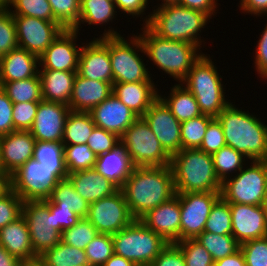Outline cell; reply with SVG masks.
I'll return each mask as SVG.
<instances>
[{
	"label": "cell",
	"mask_w": 267,
	"mask_h": 266,
	"mask_svg": "<svg viewBox=\"0 0 267 266\" xmlns=\"http://www.w3.org/2000/svg\"><path fill=\"white\" fill-rule=\"evenodd\" d=\"M23 200L10 187L0 195V229L22 215Z\"/></svg>",
	"instance_id": "49"
},
{
	"label": "cell",
	"mask_w": 267,
	"mask_h": 266,
	"mask_svg": "<svg viewBox=\"0 0 267 266\" xmlns=\"http://www.w3.org/2000/svg\"><path fill=\"white\" fill-rule=\"evenodd\" d=\"M196 240L211 254L214 262L230 256L240 249V244L232 235L202 232Z\"/></svg>",
	"instance_id": "39"
},
{
	"label": "cell",
	"mask_w": 267,
	"mask_h": 266,
	"mask_svg": "<svg viewBox=\"0 0 267 266\" xmlns=\"http://www.w3.org/2000/svg\"><path fill=\"white\" fill-rule=\"evenodd\" d=\"M142 118L171 157L182 150L181 122L160 98L150 106Z\"/></svg>",
	"instance_id": "16"
},
{
	"label": "cell",
	"mask_w": 267,
	"mask_h": 266,
	"mask_svg": "<svg viewBox=\"0 0 267 266\" xmlns=\"http://www.w3.org/2000/svg\"><path fill=\"white\" fill-rule=\"evenodd\" d=\"M39 102L13 104L12 118L15 130L29 131L37 113Z\"/></svg>",
	"instance_id": "52"
},
{
	"label": "cell",
	"mask_w": 267,
	"mask_h": 266,
	"mask_svg": "<svg viewBox=\"0 0 267 266\" xmlns=\"http://www.w3.org/2000/svg\"><path fill=\"white\" fill-rule=\"evenodd\" d=\"M139 220L169 244L180 241L179 193L147 212Z\"/></svg>",
	"instance_id": "22"
},
{
	"label": "cell",
	"mask_w": 267,
	"mask_h": 266,
	"mask_svg": "<svg viewBox=\"0 0 267 266\" xmlns=\"http://www.w3.org/2000/svg\"><path fill=\"white\" fill-rule=\"evenodd\" d=\"M0 174H4L2 167H1V164H0Z\"/></svg>",
	"instance_id": "72"
},
{
	"label": "cell",
	"mask_w": 267,
	"mask_h": 266,
	"mask_svg": "<svg viewBox=\"0 0 267 266\" xmlns=\"http://www.w3.org/2000/svg\"><path fill=\"white\" fill-rule=\"evenodd\" d=\"M204 232L219 235H232L230 205L222 197H220L212 206L205 223Z\"/></svg>",
	"instance_id": "42"
},
{
	"label": "cell",
	"mask_w": 267,
	"mask_h": 266,
	"mask_svg": "<svg viewBox=\"0 0 267 266\" xmlns=\"http://www.w3.org/2000/svg\"><path fill=\"white\" fill-rule=\"evenodd\" d=\"M217 67L204 53L193 64L181 81L195 97L202 114L216 118L231 102L225 98L226 90ZM186 82V83H185Z\"/></svg>",
	"instance_id": "6"
},
{
	"label": "cell",
	"mask_w": 267,
	"mask_h": 266,
	"mask_svg": "<svg viewBox=\"0 0 267 266\" xmlns=\"http://www.w3.org/2000/svg\"><path fill=\"white\" fill-rule=\"evenodd\" d=\"M120 190L131 215L139 220L176 194L172 168L170 165L134 167Z\"/></svg>",
	"instance_id": "1"
},
{
	"label": "cell",
	"mask_w": 267,
	"mask_h": 266,
	"mask_svg": "<svg viewBox=\"0 0 267 266\" xmlns=\"http://www.w3.org/2000/svg\"><path fill=\"white\" fill-rule=\"evenodd\" d=\"M88 264L102 266L113 254L112 235L99 233L85 248Z\"/></svg>",
	"instance_id": "45"
},
{
	"label": "cell",
	"mask_w": 267,
	"mask_h": 266,
	"mask_svg": "<svg viewBox=\"0 0 267 266\" xmlns=\"http://www.w3.org/2000/svg\"><path fill=\"white\" fill-rule=\"evenodd\" d=\"M52 212L54 228L61 234L63 230L68 229L78 223L81 219L73 211L66 208H59L55 203L48 199L43 201Z\"/></svg>",
	"instance_id": "54"
},
{
	"label": "cell",
	"mask_w": 267,
	"mask_h": 266,
	"mask_svg": "<svg viewBox=\"0 0 267 266\" xmlns=\"http://www.w3.org/2000/svg\"><path fill=\"white\" fill-rule=\"evenodd\" d=\"M18 47L16 24L9 9H0V58Z\"/></svg>",
	"instance_id": "48"
},
{
	"label": "cell",
	"mask_w": 267,
	"mask_h": 266,
	"mask_svg": "<svg viewBox=\"0 0 267 266\" xmlns=\"http://www.w3.org/2000/svg\"><path fill=\"white\" fill-rule=\"evenodd\" d=\"M113 93L110 82L90 80L76 74L69 108L75 112H90Z\"/></svg>",
	"instance_id": "24"
},
{
	"label": "cell",
	"mask_w": 267,
	"mask_h": 266,
	"mask_svg": "<svg viewBox=\"0 0 267 266\" xmlns=\"http://www.w3.org/2000/svg\"><path fill=\"white\" fill-rule=\"evenodd\" d=\"M246 266H267V236L240 245Z\"/></svg>",
	"instance_id": "50"
},
{
	"label": "cell",
	"mask_w": 267,
	"mask_h": 266,
	"mask_svg": "<svg viewBox=\"0 0 267 266\" xmlns=\"http://www.w3.org/2000/svg\"><path fill=\"white\" fill-rule=\"evenodd\" d=\"M22 262L12 256L6 249L0 245V266H20Z\"/></svg>",
	"instance_id": "62"
},
{
	"label": "cell",
	"mask_w": 267,
	"mask_h": 266,
	"mask_svg": "<svg viewBox=\"0 0 267 266\" xmlns=\"http://www.w3.org/2000/svg\"><path fill=\"white\" fill-rule=\"evenodd\" d=\"M214 118L209 115L198 117L181 122L182 149H198L202 144L208 124Z\"/></svg>",
	"instance_id": "40"
},
{
	"label": "cell",
	"mask_w": 267,
	"mask_h": 266,
	"mask_svg": "<svg viewBox=\"0 0 267 266\" xmlns=\"http://www.w3.org/2000/svg\"><path fill=\"white\" fill-rule=\"evenodd\" d=\"M99 234L87 218H81L78 223L61 233V241L72 247L85 250L87 245Z\"/></svg>",
	"instance_id": "43"
},
{
	"label": "cell",
	"mask_w": 267,
	"mask_h": 266,
	"mask_svg": "<svg viewBox=\"0 0 267 266\" xmlns=\"http://www.w3.org/2000/svg\"><path fill=\"white\" fill-rule=\"evenodd\" d=\"M212 158L216 176L221 183L233 174H237L244 167L247 159L242 153L227 145L213 153Z\"/></svg>",
	"instance_id": "38"
},
{
	"label": "cell",
	"mask_w": 267,
	"mask_h": 266,
	"mask_svg": "<svg viewBox=\"0 0 267 266\" xmlns=\"http://www.w3.org/2000/svg\"><path fill=\"white\" fill-rule=\"evenodd\" d=\"M114 254L134 264H151L169 244L160 235L146 227L140 220L112 235Z\"/></svg>",
	"instance_id": "8"
},
{
	"label": "cell",
	"mask_w": 267,
	"mask_h": 266,
	"mask_svg": "<svg viewBox=\"0 0 267 266\" xmlns=\"http://www.w3.org/2000/svg\"><path fill=\"white\" fill-rule=\"evenodd\" d=\"M20 266H43L38 260L34 262H23Z\"/></svg>",
	"instance_id": "67"
},
{
	"label": "cell",
	"mask_w": 267,
	"mask_h": 266,
	"mask_svg": "<svg viewBox=\"0 0 267 266\" xmlns=\"http://www.w3.org/2000/svg\"><path fill=\"white\" fill-rule=\"evenodd\" d=\"M68 105L41 100L30 132L36 141L62 142Z\"/></svg>",
	"instance_id": "18"
},
{
	"label": "cell",
	"mask_w": 267,
	"mask_h": 266,
	"mask_svg": "<svg viewBox=\"0 0 267 266\" xmlns=\"http://www.w3.org/2000/svg\"><path fill=\"white\" fill-rule=\"evenodd\" d=\"M87 219L99 233L114 235L135 219L130 213L122 191L89 204Z\"/></svg>",
	"instance_id": "13"
},
{
	"label": "cell",
	"mask_w": 267,
	"mask_h": 266,
	"mask_svg": "<svg viewBox=\"0 0 267 266\" xmlns=\"http://www.w3.org/2000/svg\"><path fill=\"white\" fill-rule=\"evenodd\" d=\"M10 7L14 10L12 11ZM8 9L13 16H29L56 21L48 0H12Z\"/></svg>",
	"instance_id": "44"
},
{
	"label": "cell",
	"mask_w": 267,
	"mask_h": 266,
	"mask_svg": "<svg viewBox=\"0 0 267 266\" xmlns=\"http://www.w3.org/2000/svg\"><path fill=\"white\" fill-rule=\"evenodd\" d=\"M241 11L251 15L260 16L267 14V0H240Z\"/></svg>",
	"instance_id": "60"
},
{
	"label": "cell",
	"mask_w": 267,
	"mask_h": 266,
	"mask_svg": "<svg viewBox=\"0 0 267 266\" xmlns=\"http://www.w3.org/2000/svg\"><path fill=\"white\" fill-rule=\"evenodd\" d=\"M152 266H185L181 249L175 244H168L151 263Z\"/></svg>",
	"instance_id": "55"
},
{
	"label": "cell",
	"mask_w": 267,
	"mask_h": 266,
	"mask_svg": "<svg viewBox=\"0 0 267 266\" xmlns=\"http://www.w3.org/2000/svg\"><path fill=\"white\" fill-rule=\"evenodd\" d=\"M9 187V177L6 174H0V195H2Z\"/></svg>",
	"instance_id": "64"
},
{
	"label": "cell",
	"mask_w": 267,
	"mask_h": 266,
	"mask_svg": "<svg viewBox=\"0 0 267 266\" xmlns=\"http://www.w3.org/2000/svg\"><path fill=\"white\" fill-rule=\"evenodd\" d=\"M82 43L77 74L81 77L110 82L113 85V74L107 36L98 37L91 42Z\"/></svg>",
	"instance_id": "19"
},
{
	"label": "cell",
	"mask_w": 267,
	"mask_h": 266,
	"mask_svg": "<svg viewBox=\"0 0 267 266\" xmlns=\"http://www.w3.org/2000/svg\"><path fill=\"white\" fill-rule=\"evenodd\" d=\"M38 261L43 266H76L88 264L85 250L60 241L54 248L41 254Z\"/></svg>",
	"instance_id": "36"
},
{
	"label": "cell",
	"mask_w": 267,
	"mask_h": 266,
	"mask_svg": "<svg viewBox=\"0 0 267 266\" xmlns=\"http://www.w3.org/2000/svg\"><path fill=\"white\" fill-rule=\"evenodd\" d=\"M0 245L23 262L38 260L30 241V233L23 215L0 229Z\"/></svg>",
	"instance_id": "25"
},
{
	"label": "cell",
	"mask_w": 267,
	"mask_h": 266,
	"mask_svg": "<svg viewBox=\"0 0 267 266\" xmlns=\"http://www.w3.org/2000/svg\"><path fill=\"white\" fill-rule=\"evenodd\" d=\"M56 21L64 29H74L79 20L80 0H48Z\"/></svg>",
	"instance_id": "46"
},
{
	"label": "cell",
	"mask_w": 267,
	"mask_h": 266,
	"mask_svg": "<svg viewBox=\"0 0 267 266\" xmlns=\"http://www.w3.org/2000/svg\"><path fill=\"white\" fill-rule=\"evenodd\" d=\"M12 111L13 102L0 86V136L16 131L14 129Z\"/></svg>",
	"instance_id": "56"
},
{
	"label": "cell",
	"mask_w": 267,
	"mask_h": 266,
	"mask_svg": "<svg viewBox=\"0 0 267 266\" xmlns=\"http://www.w3.org/2000/svg\"><path fill=\"white\" fill-rule=\"evenodd\" d=\"M265 209L266 219H267V205H262Z\"/></svg>",
	"instance_id": "71"
},
{
	"label": "cell",
	"mask_w": 267,
	"mask_h": 266,
	"mask_svg": "<svg viewBox=\"0 0 267 266\" xmlns=\"http://www.w3.org/2000/svg\"><path fill=\"white\" fill-rule=\"evenodd\" d=\"M48 200L59 208L73 211L80 218H87L89 204L74 189L68 178L60 180L51 190Z\"/></svg>",
	"instance_id": "33"
},
{
	"label": "cell",
	"mask_w": 267,
	"mask_h": 266,
	"mask_svg": "<svg viewBox=\"0 0 267 266\" xmlns=\"http://www.w3.org/2000/svg\"><path fill=\"white\" fill-rule=\"evenodd\" d=\"M175 244L183 253L185 266L214 265L211 254L196 239H186Z\"/></svg>",
	"instance_id": "47"
},
{
	"label": "cell",
	"mask_w": 267,
	"mask_h": 266,
	"mask_svg": "<svg viewBox=\"0 0 267 266\" xmlns=\"http://www.w3.org/2000/svg\"><path fill=\"white\" fill-rule=\"evenodd\" d=\"M76 266H91L89 264H82V265H76Z\"/></svg>",
	"instance_id": "73"
},
{
	"label": "cell",
	"mask_w": 267,
	"mask_h": 266,
	"mask_svg": "<svg viewBox=\"0 0 267 266\" xmlns=\"http://www.w3.org/2000/svg\"><path fill=\"white\" fill-rule=\"evenodd\" d=\"M225 145L226 141L221 123L217 118H214L208 124L205 136L199 149L205 153L212 155Z\"/></svg>",
	"instance_id": "53"
},
{
	"label": "cell",
	"mask_w": 267,
	"mask_h": 266,
	"mask_svg": "<svg viewBox=\"0 0 267 266\" xmlns=\"http://www.w3.org/2000/svg\"><path fill=\"white\" fill-rule=\"evenodd\" d=\"M258 45L256 46L255 53V67L256 72L267 67V24L259 37V41H257Z\"/></svg>",
	"instance_id": "58"
},
{
	"label": "cell",
	"mask_w": 267,
	"mask_h": 266,
	"mask_svg": "<svg viewBox=\"0 0 267 266\" xmlns=\"http://www.w3.org/2000/svg\"><path fill=\"white\" fill-rule=\"evenodd\" d=\"M94 124L121 137L138 116L113 93L90 112Z\"/></svg>",
	"instance_id": "23"
},
{
	"label": "cell",
	"mask_w": 267,
	"mask_h": 266,
	"mask_svg": "<svg viewBox=\"0 0 267 266\" xmlns=\"http://www.w3.org/2000/svg\"><path fill=\"white\" fill-rule=\"evenodd\" d=\"M36 140L30 131L16 130L0 136V164L10 177L33 158Z\"/></svg>",
	"instance_id": "21"
},
{
	"label": "cell",
	"mask_w": 267,
	"mask_h": 266,
	"mask_svg": "<svg viewBox=\"0 0 267 266\" xmlns=\"http://www.w3.org/2000/svg\"><path fill=\"white\" fill-rule=\"evenodd\" d=\"M213 266H246V263L244 255L239 249L234 254L215 261Z\"/></svg>",
	"instance_id": "61"
},
{
	"label": "cell",
	"mask_w": 267,
	"mask_h": 266,
	"mask_svg": "<svg viewBox=\"0 0 267 266\" xmlns=\"http://www.w3.org/2000/svg\"><path fill=\"white\" fill-rule=\"evenodd\" d=\"M12 0H0V9H8Z\"/></svg>",
	"instance_id": "66"
},
{
	"label": "cell",
	"mask_w": 267,
	"mask_h": 266,
	"mask_svg": "<svg viewBox=\"0 0 267 266\" xmlns=\"http://www.w3.org/2000/svg\"><path fill=\"white\" fill-rule=\"evenodd\" d=\"M95 126L89 112L70 111L65 123L63 145L87 144Z\"/></svg>",
	"instance_id": "35"
},
{
	"label": "cell",
	"mask_w": 267,
	"mask_h": 266,
	"mask_svg": "<svg viewBox=\"0 0 267 266\" xmlns=\"http://www.w3.org/2000/svg\"><path fill=\"white\" fill-rule=\"evenodd\" d=\"M250 165L222 183L221 197L226 202L262 205L267 181V160L250 161Z\"/></svg>",
	"instance_id": "10"
},
{
	"label": "cell",
	"mask_w": 267,
	"mask_h": 266,
	"mask_svg": "<svg viewBox=\"0 0 267 266\" xmlns=\"http://www.w3.org/2000/svg\"><path fill=\"white\" fill-rule=\"evenodd\" d=\"M175 193L221 192L211 154L198 149H182L171 157Z\"/></svg>",
	"instance_id": "3"
},
{
	"label": "cell",
	"mask_w": 267,
	"mask_h": 266,
	"mask_svg": "<svg viewBox=\"0 0 267 266\" xmlns=\"http://www.w3.org/2000/svg\"><path fill=\"white\" fill-rule=\"evenodd\" d=\"M78 31L64 29L39 57L41 69L77 72L82 46L77 48Z\"/></svg>",
	"instance_id": "17"
},
{
	"label": "cell",
	"mask_w": 267,
	"mask_h": 266,
	"mask_svg": "<svg viewBox=\"0 0 267 266\" xmlns=\"http://www.w3.org/2000/svg\"><path fill=\"white\" fill-rule=\"evenodd\" d=\"M120 144L134 167L167 166L171 156L164 150L146 121L138 117L120 137Z\"/></svg>",
	"instance_id": "9"
},
{
	"label": "cell",
	"mask_w": 267,
	"mask_h": 266,
	"mask_svg": "<svg viewBox=\"0 0 267 266\" xmlns=\"http://www.w3.org/2000/svg\"><path fill=\"white\" fill-rule=\"evenodd\" d=\"M230 103L216 118L221 123L226 145L250 161L267 160V125L248 111Z\"/></svg>",
	"instance_id": "2"
},
{
	"label": "cell",
	"mask_w": 267,
	"mask_h": 266,
	"mask_svg": "<svg viewBox=\"0 0 267 266\" xmlns=\"http://www.w3.org/2000/svg\"><path fill=\"white\" fill-rule=\"evenodd\" d=\"M95 168L120 189L134 166L123 146L119 144L113 150L97 156Z\"/></svg>",
	"instance_id": "30"
},
{
	"label": "cell",
	"mask_w": 267,
	"mask_h": 266,
	"mask_svg": "<svg viewBox=\"0 0 267 266\" xmlns=\"http://www.w3.org/2000/svg\"><path fill=\"white\" fill-rule=\"evenodd\" d=\"M139 34L146 56L159 69L180 82L186 77L193 64L202 56L197 45L184 41L170 40L155 34L147 25H143Z\"/></svg>",
	"instance_id": "5"
},
{
	"label": "cell",
	"mask_w": 267,
	"mask_h": 266,
	"mask_svg": "<svg viewBox=\"0 0 267 266\" xmlns=\"http://www.w3.org/2000/svg\"><path fill=\"white\" fill-rule=\"evenodd\" d=\"M59 181L53 174V169L44 167L33 158L9 177L10 188L23 201L47 200Z\"/></svg>",
	"instance_id": "11"
},
{
	"label": "cell",
	"mask_w": 267,
	"mask_h": 266,
	"mask_svg": "<svg viewBox=\"0 0 267 266\" xmlns=\"http://www.w3.org/2000/svg\"><path fill=\"white\" fill-rule=\"evenodd\" d=\"M77 72L39 70L42 99L69 105Z\"/></svg>",
	"instance_id": "29"
},
{
	"label": "cell",
	"mask_w": 267,
	"mask_h": 266,
	"mask_svg": "<svg viewBox=\"0 0 267 266\" xmlns=\"http://www.w3.org/2000/svg\"><path fill=\"white\" fill-rule=\"evenodd\" d=\"M217 0H180L179 5L201 11L208 14L210 17L214 16L217 7Z\"/></svg>",
	"instance_id": "59"
},
{
	"label": "cell",
	"mask_w": 267,
	"mask_h": 266,
	"mask_svg": "<svg viewBox=\"0 0 267 266\" xmlns=\"http://www.w3.org/2000/svg\"><path fill=\"white\" fill-rule=\"evenodd\" d=\"M22 215L38 257L61 241V234L54 228L52 212L43 201H23Z\"/></svg>",
	"instance_id": "12"
},
{
	"label": "cell",
	"mask_w": 267,
	"mask_h": 266,
	"mask_svg": "<svg viewBox=\"0 0 267 266\" xmlns=\"http://www.w3.org/2000/svg\"><path fill=\"white\" fill-rule=\"evenodd\" d=\"M145 18L143 24L158 36L191 43L199 48H202L200 45L203 39H200L198 32H201L211 19L206 13L179 4L156 8Z\"/></svg>",
	"instance_id": "4"
},
{
	"label": "cell",
	"mask_w": 267,
	"mask_h": 266,
	"mask_svg": "<svg viewBox=\"0 0 267 266\" xmlns=\"http://www.w3.org/2000/svg\"><path fill=\"white\" fill-rule=\"evenodd\" d=\"M113 94L138 117L159 98L154 82L113 83Z\"/></svg>",
	"instance_id": "27"
},
{
	"label": "cell",
	"mask_w": 267,
	"mask_h": 266,
	"mask_svg": "<svg viewBox=\"0 0 267 266\" xmlns=\"http://www.w3.org/2000/svg\"><path fill=\"white\" fill-rule=\"evenodd\" d=\"M75 191L88 204L113 195L119 188L107 178L103 177L96 168L76 171L68 174Z\"/></svg>",
	"instance_id": "26"
},
{
	"label": "cell",
	"mask_w": 267,
	"mask_h": 266,
	"mask_svg": "<svg viewBox=\"0 0 267 266\" xmlns=\"http://www.w3.org/2000/svg\"><path fill=\"white\" fill-rule=\"evenodd\" d=\"M116 5L112 0H80V13L77 26L74 30L79 32L81 24L102 26L116 17ZM102 24V25H101Z\"/></svg>",
	"instance_id": "34"
},
{
	"label": "cell",
	"mask_w": 267,
	"mask_h": 266,
	"mask_svg": "<svg viewBox=\"0 0 267 266\" xmlns=\"http://www.w3.org/2000/svg\"><path fill=\"white\" fill-rule=\"evenodd\" d=\"M134 266H152L151 264H135Z\"/></svg>",
	"instance_id": "70"
},
{
	"label": "cell",
	"mask_w": 267,
	"mask_h": 266,
	"mask_svg": "<svg viewBox=\"0 0 267 266\" xmlns=\"http://www.w3.org/2000/svg\"><path fill=\"white\" fill-rule=\"evenodd\" d=\"M39 57L16 47L0 58V82L20 81L39 73Z\"/></svg>",
	"instance_id": "28"
},
{
	"label": "cell",
	"mask_w": 267,
	"mask_h": 266,
	"mask_svg": "<svg viewBox=\"0 0 267 266\" xmlns=\"http://www.w3.org/2000/svg\"><path fill=\"white\" fill-rule=\"evenodd\" d=\"M104 31L101 37L107 36L113 83L153 82L151 73L144 63L145 59L138 54V52L146 54L139 35L134 34L131 39H127V42L112 28Z\"/></svg>",
	"instance_id": "7"
},
{
	"label": "cell",
	"mask_w": 267,
	"mask_h": 266,
	"mask_svg": "<svg viewBox=\"0 0 267 266\" xmlns=\"http://www.w3.org/2000/svg\"><path fill=\"white\" fill-rule=\"evenodd\" d=\"M64 158L68 174L96 167L97 156L87 144L64 145Z\"/></svg>",
	"instance_id": "41"
},
{
	"label": "cell",
	"mask_w": 267,
	"mask_h": 266,
	"mask_svg": "<svg viewBox=\"0 0 267 266\" xmlns=\"http://www.w3.org/2000/svg\"><path fill=\"white\" fill-rule=\"evenodd\" d=\"M33 159L48 169L59 179L68 176L64 158V145L62 142L36 141Z\"/></svg>",
	"instance_id": "32"
},
{
	"label": "cell",
	"mask_w": 267,
	"mask_h": 266,
	"mask_svg": "<svg viewBox=\"0 0 267 266\" xmlns=\"http://www.w3.org/2000/svg\"><path fill=\"white\" fill-rule=\"evenodd\" d=\"M232 217V236L241 245L267 236V219L262 205L229 203Z\"/></svg>",
	"instance_id": "20"
},
{
	"label": "cell",
	"mask_w": 267,
	"mask_h": 266,
	"mask_svg": "<svg viewBox=\"0 0 267 266\" xmlns=\"http://www.w3.org/2000/svg\"><path fill=\"white\" fill-rule=\"evenodd\" d=\"M262 205H267V181L265 184V191H264V197H263Z\"/></svg>",
	"instance_id": "69"
},
{
	"label": "cell",
	"mask_w": 267,
	"mask_h": 266,
	"mask_svg": "<svg viewBox=\"0 0 267 266\" xmlns=\"http://www.w3.org/2000/svg\"><path fill=\"white\" fill-rule=\"evenodd\" d=\"M1 88L9 99L15 103L40 102L42 100L39 75L20 81L0 82Z\"/></svg>",
	"instance_id": "37"
},
{
	"label": "cell",
	"mask_w": 267,
	"mask_h": 266,
	"mask_svg": "<svg viewBox=\"0 0 267 266\" xmlns=\"http://www.w3.org/2000/svg\"><path fill=\"white\" fill-rule=\"evenodd\" d=\"M135 264L122 256L113 254L102 266H134Z\"/></svg>",
	"instance_id": "63"
},
{
	"label": "cell",
	"mask_w": 267,
	"mask_h": 266,
	"mask_svg": "<svg viewBox=\"0 0 267 266\" xmlns=\"http://www.w3.org/2000/svg\"><path fill=\"white\" fill-rule=\"evenodd\" d=\"M148 0H114L118 10L132 16L143 17L148 6ZM144 12V13H143Z\"/></svg>",
	"instance_id": "57"
},
{
	"label": "cell",
	"mask_w": 267,
	"mask_h": 266,
	"mask_svg": "<svg viewBox=\"0 0 267 266\" xmlns=\"http://www.w3.org/2000/svg\"><path fill=\"white\" fill-rule=\"evenodd\" d=\"M18 47L40 57L64 28L57 21L29 16H13Z\"/></svg>",
	"instance_id": "15"
},
{
	"label": "cell",
	"mask_w": 267,
	"mask_h": 266,
	"mask_svg": "<svg viewBox=\"0 0 267 266\" xmlns=\"http://www.w3.org/2000/svg\"><path fill=\"white\" fill-rule=\"evenodd\" d=\"M162 4H159L158 8L167 6V5H175L179 4L180 0H162Z\"/></svg>",
	"instance_id": "65"
},
{
	"label": "cell",
	"mask_w": 267,
	"mask_h": 266,
	"mask_svg": "<svg viewBox=\"0 0 267 266\" xmlns=\"http://www.w3.org/2000/svg\"><path fill=\"white\" fill-rule=\"evenodd\" d=\"M258 74L262 79L266 80L267 79V67L260 70Z\"/></svg>",
	"instance_id": "68"
},
{
	"label": "cell",
	"mask_w": 267,
	"mask_h": 266,
	"mask_svg": "<svg viewBox=\"0 0 267 266\" xmlns=\"http://www.w3.org/2000/svg\"><path fill=\"white\" fill-rule=\"evenodd\" d=\"M221 197V192L179 194L181 222L180 241L196 239L204 232L212 206Z\"/></svg>",
	"instance_id": "14"
},
{
	"label": "cell",
	"mask_w": 267,
	"mask_h": 266,
	"mask_svg": "<svg viewBox=\"0 0 267 266\" xmlns=\"http://www.w3.org/2000/svg\"><path fill=\"white\" fill-rule=\"evenodd\" d=\"M119 144L120 137L97 126H95L91 136L87 140L88 147L96 154V156L113 150Z\"/></svg>",
	"instance_id": "51"
},
{
	"label": "cell",
	"mask_w": 267,
	"mask_h": 266,
	"mask_svg": "<svg viewBox=\"0 0 267 266\" xmlns=\"http://www.w3.org/2000/svg\"><path fill=\"white\" fill-rule=\"evenodd\" d=\"M170 91L168 98L161 94H159V98L179 122L202 115L195 97L181 83L175 84Z\"/></svg>",
	"instance_id": "31"
}]
</instances>
